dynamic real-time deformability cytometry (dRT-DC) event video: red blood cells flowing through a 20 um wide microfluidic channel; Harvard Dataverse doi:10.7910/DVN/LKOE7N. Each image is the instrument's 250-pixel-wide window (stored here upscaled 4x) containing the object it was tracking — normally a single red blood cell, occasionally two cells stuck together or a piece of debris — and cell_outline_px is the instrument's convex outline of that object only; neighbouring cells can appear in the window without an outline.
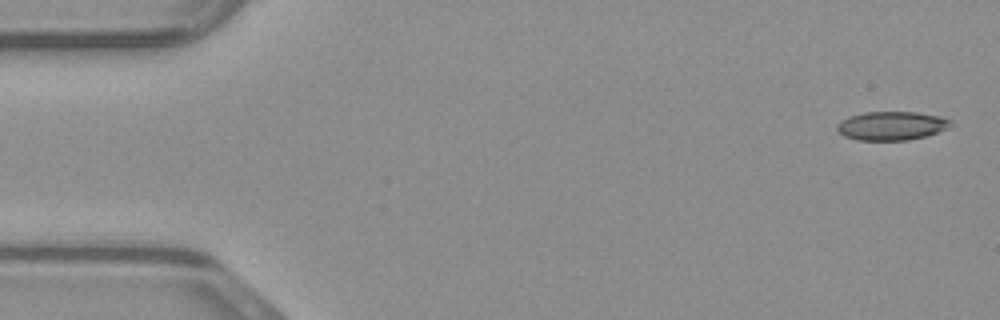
{"species": "common noctule bat (a hibernating species)", "species_latin": "Nyctalus noctula", "temperature_condition": "warm", "stored_images_in_passage": 47, "camera_frame_rate_fps": 3000, "um_per_image_px": 0.085, "animal": {"sex": "male", "body_mass_g": 23.1, "forearm_length_mm": 52.7}, "frame": {"image": 1, "passage_image": 1, "time_ms": 0.0, "image_size_px": [1000, 320], "cell_outline_px": [[952, 124], [948, 128], [924, 136], [908, 140], [856, 140], [844, 136], [836, 128], [836, 124], [840, 120], [848, 116], [864, 112], [916, 112], [940, 116], [952, 120]], "centroid_in_image_um": [75.75, 10.68], "position_along_channel_um": 9.2, "area_um2": 19.07}}
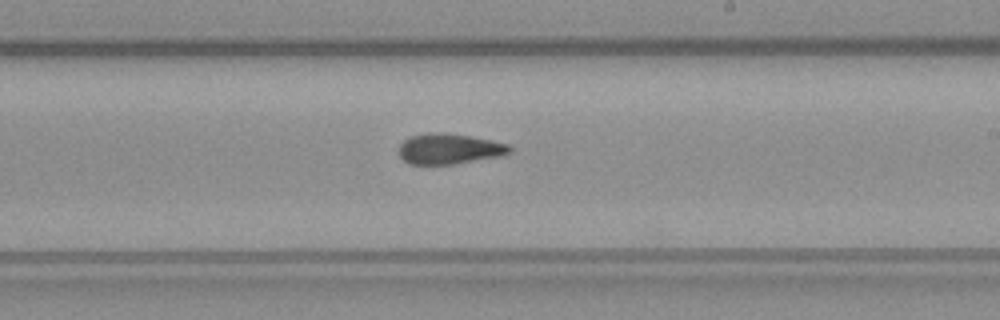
{"frame": {"image": 2, "passage_image": 27, "time_ms": 8.667, "image_size_px": [1000, 320], "cell_outline_px": [[512, 152], [500, 156], [452, 164], [408, 164], [400, 156], [400, 144], [404, 140], [412, 136], [428, 132], [444, 132], [472, 136], [492, 140], [508, 144], [512, 148]], "centroid_in_image_um": [38.21, 12.64], "position_along_channel_um": 250.8, "area_um2": 19.71}}
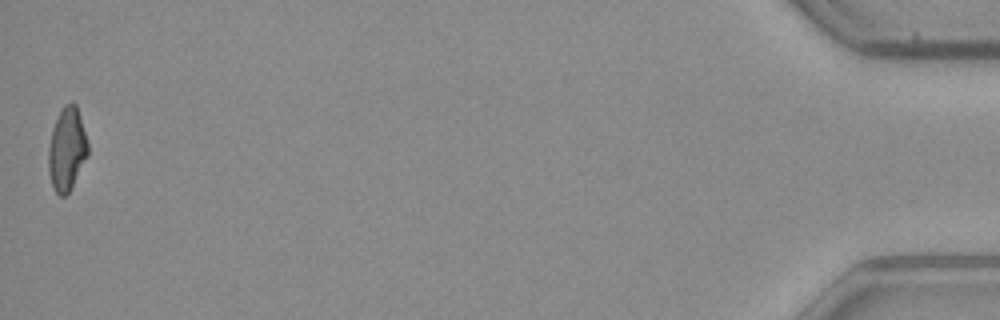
{"frame": {"image": 3, "passage_image": 47, "time_ms": 15.333, "image_size_px": [1000, 320], "cell_outline_px": [[88, 156], [68, 192], [64, 196], [60, 196], [52, 188], [48, 172], [48, 148], [52, 128], [64, 104], [72, 100], [76, 104], [80, 116], [88, 144]], "centroid_in_image_um": [5.67, 12.67], "position_along_channel_um": 429.5, "area_um2": 19.13}}